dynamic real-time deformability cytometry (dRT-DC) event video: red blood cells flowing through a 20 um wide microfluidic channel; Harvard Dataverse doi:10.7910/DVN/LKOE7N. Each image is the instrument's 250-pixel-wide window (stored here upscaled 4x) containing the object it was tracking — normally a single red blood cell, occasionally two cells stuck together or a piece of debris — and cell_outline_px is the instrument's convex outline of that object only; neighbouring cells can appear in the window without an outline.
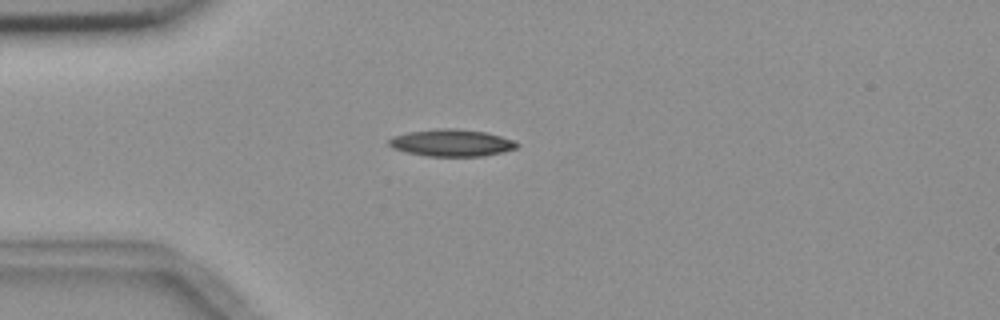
{"species": "common noctule bat (a hibernating species)", "species_latin": "Nyctalus noctula", "temperature_condition": "room temperature", "stored_images_in_passage": 8, "camera_frame_rate_fps": 3000, "um_per_image_px": 0.085, "animal": {"sex": "female", "body_mass_g": 18.4}, "frame": {"image": 1, "passage_image": 1, "time_ms": 0.0, "image_size_px": [1000, 320], "cell_outline_px": [[520, 144], [516, 148], [504, 152], [480, 156], [428, 156], [408, 152], [392, 148], [388, 144], [388, 140], [392, 136], [408, 132], [436, 128], [456, 128], [484, 132], [500, 136], [512, 140]], "centroid_in_image_um": [38.36, 12.13], "position_along_channel_um": 46.6, "area_um2": 20.11}}
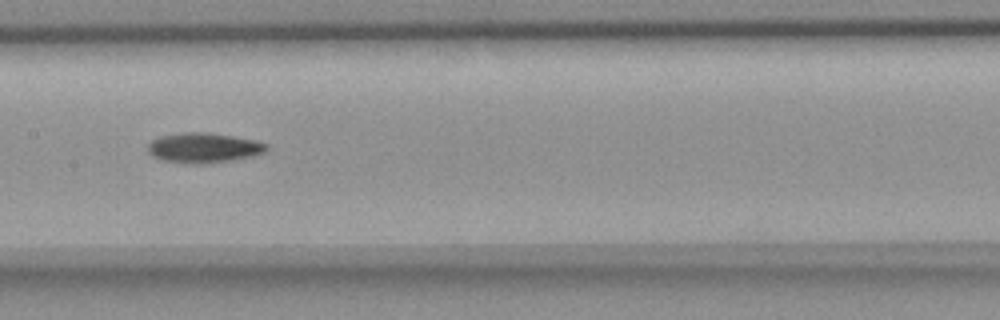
{"frame": {"image": 2, "passage_image": 5, "time_ms": 4.333, "image_size_px": [1000, 320], "cell_outline_px": [[268, 148], [264, 152], [252, 156], [232, 160], [204, 164], [192, 164], [160, 160], [152, 156], [148, 152], [148, 144], [152, 140], [160, 136], [184, 132], [208, 132], [256, 140], [268, 144]], "centroid_in_image_um": [17.3, 12.56], "position_along_channel_um": 190.1, "area_um2": 20.87}}
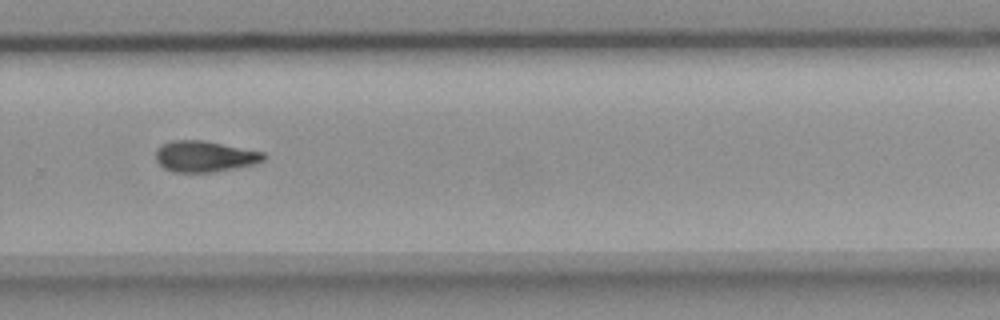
{"frame": {"image": 3, "passage_image": 8, "time_ms": 7.667, "image_size_px": [1000, 320], "cell_outline_px": [[268, 156], [264, 160], [256, 164], [212, 172], [172, 172], [164, 168], [156, 160], [156, 148], [160, 144], [172, 140], [204, 140], [264, 152]], "centroid_in_image_um": [17.4, 13.28], "position_along_channel_um": 312.4, "area_um2": 19.71}}